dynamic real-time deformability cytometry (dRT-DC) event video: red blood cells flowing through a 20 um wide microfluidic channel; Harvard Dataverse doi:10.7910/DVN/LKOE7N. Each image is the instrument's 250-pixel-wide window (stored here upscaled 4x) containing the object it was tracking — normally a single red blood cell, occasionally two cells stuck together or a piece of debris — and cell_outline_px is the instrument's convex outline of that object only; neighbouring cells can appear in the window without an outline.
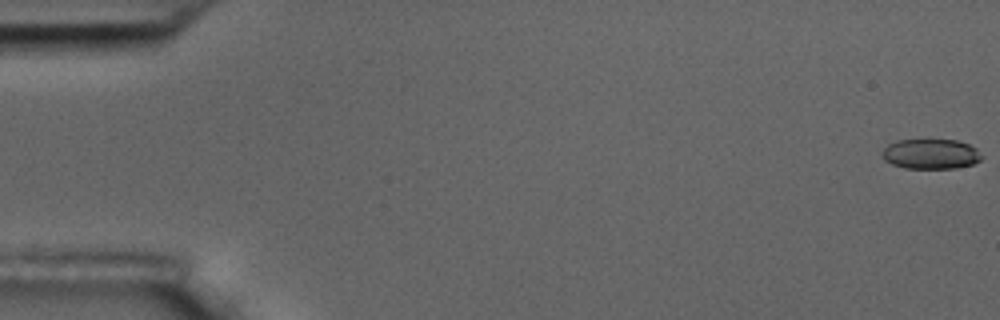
{"species": "common noctule bat (a hibernating species)", "species_latin": "Nyctalus noctula", "temperature_condition": "room temperature", "stored_images_in_passage": 57, "camera_frame_rate_fps": 3000, "um_per_image_px": 0.085, "animal": {"sex": "male", "body_mass_g": 17.5, "forearm_length_mm": 52.3}, "frame": {"image": 1, "passage_image": 1, "time_ms": 0.0, "image_size_px": [1000, 320], "cell_outline_px": [[984, 156], [980, 160], [972, 164], [956, 168], [904, 168], [892, 164], [884, 160], [880, 156], [884, 148], [888, 144], [896, 140], [956, 140], [968, 144], [976, 148]], "centroid_in_image_um": [79.1, 13.09], "position_along_channel_um": 5.9, "area_um2": 17.51}}
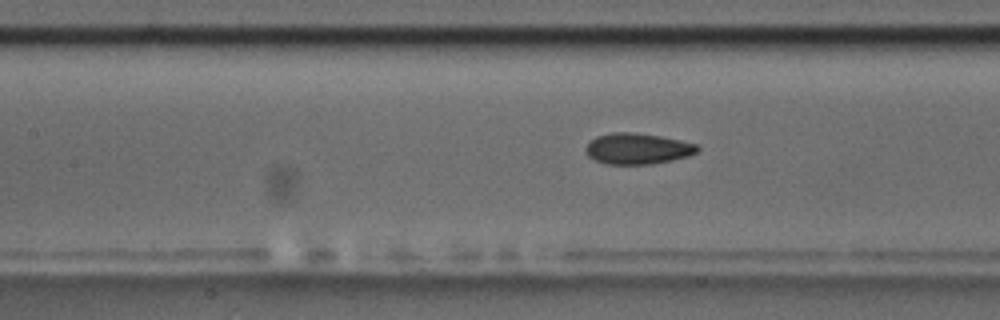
{"frame": {"image": 2, "passage_image": 26, "time_ms": 8.333, "image_size_px": [1000, 320], "cell_outline_px": [[700, 148], [696, 152], [688, 156], [672, 160], [652, 164], [608, 164], [596, 160], [588, 156], [584, 152], [584, 148], [596, 136], [612, 132], [636, 132], [660, 136], [700, 144]], "centroid_in_image_um": [54.2, 12.63], "position_along_channel_um": 153.2, "area_um2": 20.29}}
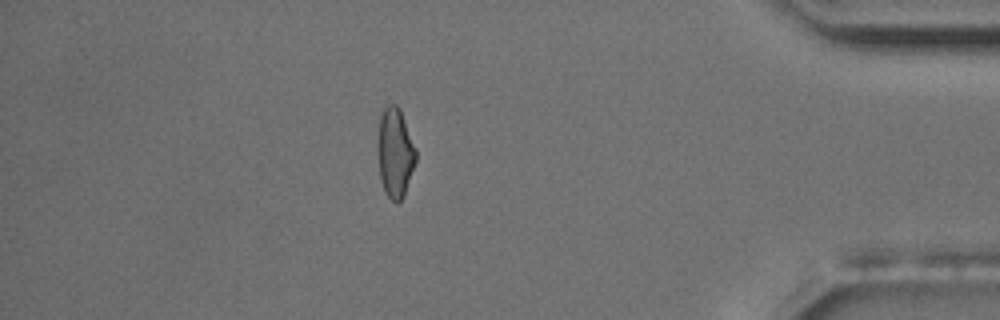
{"frame": {"image": 3, "passage_image": 50, "time_ms": 16.333, "image_size_px": [1000, 320], "cell_outline_px": [[416, 160], [404, 196], [396, 204], [384, 192], [380, 180], [376, 152], [376, 144], [380, 116], [384, 108], [388, 104], [396, 104], [400, 108], [416, 148]], "centroid_in_image_um": [33.55, 12.98], "position_along_channel_um": 401.6, "area_um2": 20.4}, "authors_computed_cell_mechanics": {"area_um2": 19.5942, "velocity_mm_per_s": 3.6092, "shape_relaxation_time_tau1_ms": 8.521, "shape_relaxation_time_tau2_ms": 1.8735, "deformation_change_tau1": 0.1607, "deformation_change_tau2": 0.0676}}